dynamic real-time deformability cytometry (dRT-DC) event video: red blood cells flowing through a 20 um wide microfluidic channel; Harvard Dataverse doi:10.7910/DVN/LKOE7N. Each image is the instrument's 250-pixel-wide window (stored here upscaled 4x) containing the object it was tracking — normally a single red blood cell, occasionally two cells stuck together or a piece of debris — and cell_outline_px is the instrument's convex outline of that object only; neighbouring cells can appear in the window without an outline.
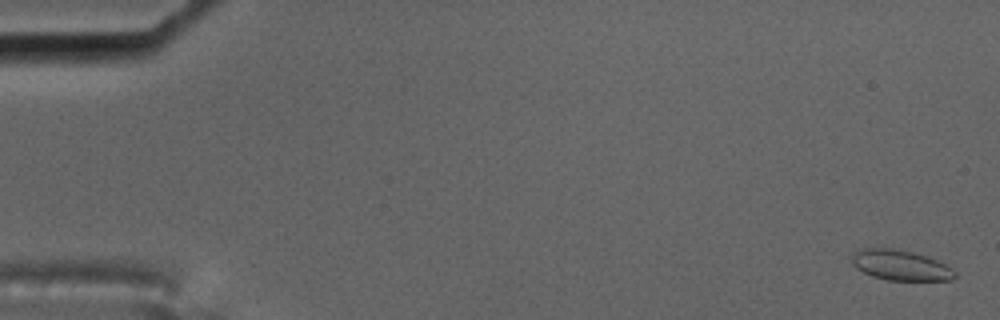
{"species": "common noctule bat (a hibernating species)", "species_latin": "Nyctalus noctula", "temperature_condition": "cold", "stored_images_in_passage": 60, "camera_frame_rate_fps": 3000, "um_per_image_px": 0.085, "animal": {"sex": "male", "body_mass_g": 17.5, "forearm_length_mm": 52.3}, "frame": {"image": 1, "passage_image": 2, "time_ms": 0.333, "image_size_px": [1000, 320], "cell_outline_px": [[956, 276], [952, 280], [888, 280], [872, 276], [856, 268], [852, 264], [852, 252], [860, 248], [892, 248], [912, 252], [928, 256], [952, 268], [956, 272]], "centroid_in_image_um": [76.52, 22.53], "position_along_channel_um": 8.5, "area_um2": 18.26}}
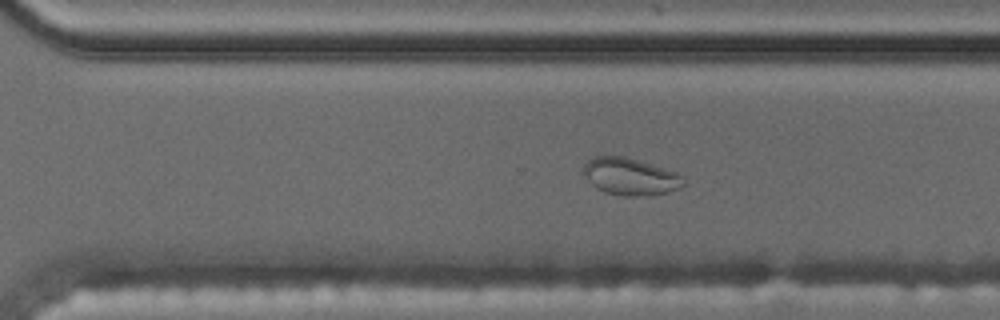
{"frame": {"image": 2, "passage_image": 41, "time_ms": 13.333, "image_size_px": [1000, 320], "cell_outline_px": [[684, 184], [680, 188], [668, 192], [644, 196], [624, 196], [604, 192], [596, 188], [584, 176], [584, 164], [588, 160], [596, 156], [624, 156], [652, 164], [676, 172], [680, 176]], "centroid_in_image_um": [53.55, 15.01], "position_along_channel_um": 317.1, "area_um2": 21.5}}
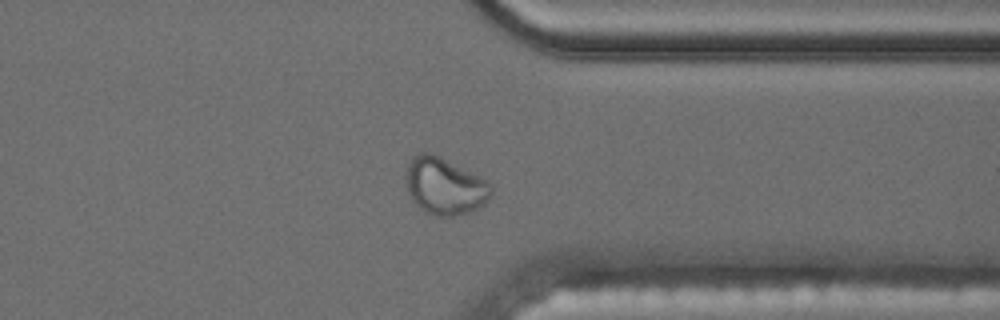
{"frame": {"image": 3, "passage_image": 46, "time_ms": 15.0, "image_size_px": [1000, 320], "cell_outline_px": [[492, 192], [488, 200], [484, 204], [468, 212], [452, 216], [436, 216], [420, 208], [408, 196], [404, 180], [404, 176], [408, 164], [412, 156], [420, 152], [432, 152], [488, 180], [492, 188]], "centroid_in_image_um": [37.76, 15.79], "position_along_channel_um": 373.6, "area_um2": 28.61}}